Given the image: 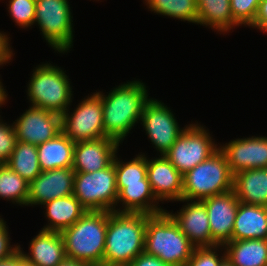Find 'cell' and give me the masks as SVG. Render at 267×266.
Returning <instances> with one entry per match:
<instances>
[{
  "label": "cell",
  "instance_id": "6da1fadb",
  "mask_svg": "<svg viewBox=\"0 0 267 266\" xmlns=\"http://www.w3.org/2000/svg\"><path fill=\"white\" fill-rule=\"evenodd\" d=\"M145 83L139 80L123 83L109 93L101 94L105 134L123 143L131 129L140 122L144 106L150 99Z\"/></svg>",
  "mask_w": 267,
  "mask_h": 266
},
{
  "label": "cell",
  "instance_id": "7a4b0ae2",
  "mask_svg": "<svg viewBox=\"0 0 267 266\" xmlns=\"http://www.w3.org/2000/svg\"><path fill=\"white\" fill-rule=\"evenodd\" d=\"M147 214L108 212L103 266H128L145 249Z\"/></svg>",
  "mask_w": 267,
  "mask_h": 266
},
{
  "label": "cell",
  "instance_id": "3957f363",
  "mask_svg": "<svg viewBox=\"0 0 267 266\" xmlns=\"http://www.w3.org/2000/svg\"><path fill=\"white\" fill-rule=\"evenodd\" d=\"M114 165L118 189L116 206L122 203V208L117 207L116 212L156 215L166 211L157 206L159 201L148 181L147 156L144 153L128 162L120 161L116 154Z\"/></svg>",
  "mask_w": 267,
  "mask_h": 266
},
{
  "label": "cell",
  "instance_id": "277c9868",
  "mask_svg": "<svg viewBox=\"0 0 267 266\" xmlns=\"http://www.w3.org/2000/svg\"><path fill=\"white\" fill-rule=\"evenodd\" d=\"M108 211H86L61 232L65 255L90 266H103Z\"/></svg>",
  "mask_w": 267,
  "mask_h": 266
},
{
  "label": "cell",
  "instance_id": "5b68a950",
  "mask_svg": "<svg viewBox=\"0 0 267 266\" xmlns=\"http://www.w3.org/2000/svg\"><path fill=\"white\" fill-rule=\"evenodd\" d=\"M195 246L165 211L147 214L144 252L172 266H185Z\"/></svg>",
  "mask_w": 267,
  "mask_h": 266
},
{
  "label": "cell",
  "instance_id": "8992f818",
  "mask_svg": "<svg viewBox=\"0 0 267 266\" xmlns=\"http://www.w3.org/2000/svg\"><path fill=\"white\" fill-rule=\"evenodd\" d=\"M27 86L31 106L62 115L70 108L73 92L65 71L51 63L38 65Z\"/></svg>",
  "mask_w": 267,
  "mask_h": 266
},
{
  "label": "cell",
  "instance_id": "52a82bcc",
  "mask_svg": "<svg viewBox=\"0 0 267 266\" xmlns=\"http://www.w3.org/2000/svg\"><path fill=\"white\" fill-rule=\"evenodd\" d=\"M231 190L233 174L220 149L183 175L182 198L185 200L201 201Z\"/></svg>",
  "mask_w": 267,
  "mask_h": 266
},
{
  "label": "cell",
  "instance_id": "ba28073f",
  "mask_svg": "<svg viewBox=\"0 0 267 266\" xmlns=\"http://www.w3.org/2000/svg\"><path fill=\"white\" fill-rule=\"evenodd\" d=\"M73 195L87 211H115L118 198L114 161L93 173L75 172Z\"/></svg>",
  "mask_w": 267,
  "mask_h": 266
},
{
  "label": "cell",
  "instance_id": "9c48e42d",
  "mask_svg": "<svg viewBox=\"0 0 267 266\" xmlns=\"http://www.w3.org/2000/svg\"><path fill=\"white\" fill-rule=\"evenodd\" d=\"M68 0H36L35 20L44 39L57 52L73 47V16Z\"/></svg>",
  "mask_w": 267,
  "mask_h": 266
},
{
  "label": "cell",
  "instance_id": "30bf717a",
  "mask_svg": "<svg viewBox=\"0 0 267 266\" xmlns=\"http://www.w3.org/2000/svg\"><path fill=\"white\" fill-rule=\"evenodd\" d=\"M208 131L199 123L189 124L164 154L182 175L205 161L219 149Z\"/></svg>",
  "mask_w": 267,
  "mask_h": 266
},
{
  "label": "cell",
  "instance_id": "8fae6325",
  "mask_svg": "<svg viewBox=\"0 0 267 266\" xmlns=\"http://www.w3.org/2000/svg\"><path fill=\"white\" fill-rule=\"evenodd\" d=\"M71 112L61 115L62 132L74 143L108 137L105 134L101 94L97 91L82 99Z\"/></svg>",
  "mask_w": 267,
  "mask_h": 266
},
{
  "label": "cell",
  "instance_id": "7c38bea8",
  "mask_svg": "<svg viewBox=\"0 0 267 266\" xmlns=\"http://www.w3.org/2000/svg\"><path fill=\"white\" fill-rule=\"evenodd\" d=\"M140 122L153 147L160 152V155H164L172 147L188 126L180 128L171 109L155 98H150L146 102Z\"/></svg>",
  "mask_w": 267,
  "mask_h": 266
},
{
  "label": "cell",
  "instance_id": "4fadbf2b",
  "mask_svg": "<svg viewBox=\"0 0 267 266\" xmlns=\"http://www.w3.org/2000/svg\"><path fill=\"white\" fill-rule=\"evenodd\" d=\"M17 141L42 144L62 132L61 115L30 106L13 122Z\"/></svg>",
  "mask_w": 267,
  "mask_h": 266
},
{
  "label": "cell",
  "instance_id": "5bb4252c",
  "mask_svg": "<svg viewBox=\"0 0 267 266\" xmlns=\"http://www.w3.org/2000/svg\"><path fill=\"white\" fill-rule=\"evenodd\" d=\"M219 149L226 156L233 175L243 170L267 168L266 136L237 138L220 144Z\"/></svg>",
  "mask_w": 267,
  "mask_h": 266
},
{
  "label": "cell",
  "instance_id": "9a60e30c",
  "mask_svg": "<svg viewBox=\"0 0 267 266\" xmlns=\"http://www.w3.org/2000/svg\"><path fill=\"white\" fill-rule=\"evenodd\" d=\"M206 207L211 229V247L232 241V232L239 200L234 191L201 200Z\"/></svg>",
  "mask_w": 267,
  "mask_h": 266
},
{
  "label": "cell",
  "instance_id": "2e32d148",
  "mask_svg": "<svg viewBox=\"0 0 267 266\" xmlns=\"http://www.w3.org/2000/svg\"><path fill=\"white\" fill-rule=\"evenodd\" d=\"M74 179L72 167L42 171L29 183L27 206L43 205L53 199L73 195Z\"/></svg>",
  "mask_w": 267,
  "mask_h": 266
},
{
  "label": "cell",
  "instance_id": "e0dca14e",
  "mask_svg": "<svg viewBox=\"0 0 267 266\" xmlns=\"http://www.w3.org/2000/svg\"><path fill=\"white\" fill-rule=\"evenodd\" d=\"M147 177L155 198L160 201H178L183 194V175L164 156L147 157Z\"/></svg>",
  "mask_w": 267,
  "mask_h": 266
},
{
  "label": "cell",
  "instance_id": "ac0fdd59",
  "mask_svg": "<svg viewBox=\"0 0 267 266\" xmlns=\"http://www.w3.org/2000/svg\"><path fill=\"white\" fill-rule=\"evenodd\" d=\"M119 142L104 137L75 143L73 165L75 172L93 173L109 167L117 154Z\"/></svg>",
  "mask_w": 267,
  "mask_h": 266
},
{
  "label": "cell",
  "instance_id": "d6986e66",
  "mask_svg": "<svg viewBox=\"0 0 267 266\" xmlns=\"http://www.w3.org/2000/svg\"><path fill=\"white\" fill-rule=\"evenodd\" d=\"M187 202L179 212H166L177 223L195 247H211V229L205 204L200 200L180 199Z\"/></svg>",
  "mask_w": 267,
  "mask_h": 266
},
{
  "label": "cell",
  "instance_id": "ffe728a7",
  "mask_svg": "<svg viewBox=\"0 0 267 266\" xmlns=\"http://www.w3.org/2000/svg\"><path fill=\"white\" fill-rule=\"evenodd\" d=\"M29 253L19 247L24 260L31 266H57L66 259L63 237L60 232L40 230L31 240Z\"/></svg>",
  "mask_w": 267,
  "mask_h": 266
},
{
  "label": "cell",
  "instance_id": "44dd1931",
  "mask_svg": "<svg viewBox=\"0 0 267 266\" xmlns=\"http://www.w3.org/2000/svg\"><path fill=\"white\" fill-rule=\"evenodd\" d=\"M267 239V207L239 202L232 240Z\"/></svg>",
  "mask_w": 267,
  "mask_h": 266
},
{
  "label": "cell",
  "instance_id": "7402d4cb",
  "mask_svg": "<svg viewBox=\"0 0 267 266\" xmlns=\"http://www.w3.org/2000/svg\"><path fill=\"white\" fill-rule=\"evenodd\" d=\"M233 191L243 204L267 207V168L237 172L233 175Z\"/></svg>",
  "mask_w": 267,
  "mask_h": 266
},
{
  "label": "cell",
  "instance_id": "603a6c76",
  "mask_svg": "<svg viewBox=\"0 0 267 266\" xmlns=\"http://www.w3.org/2000/svg\"><path fill=\"white\" fill-rule=\"evenodd\" d=\"M43 205L46 209L45 217L48 219V224L41 229L45 231L61 233L72 226L87 211L74 195L53 199Z\"/></svg>",
  "mask_w": 267,
  "mask_h": 266
},
{
  "label": "cell",
  "instance_id": "cb8c5ba5",
  "mask_svg": "<svg viewBox=\"0 0 267 266\" xmlns=\"http://www.w3.org/2000/svg\"><path fill=\"white\" fill-rule=\"evenodd\" d=\"M75 143L63 132L37 145L38 159L42 171L68 168L73 165Z\"/></svg>",
  "mask_w": 267,
  "mask_h": 266
},
{
  "label": "cell",
  "instance_id": "d4e9b609",
  "mask_svg": "<svg viewBox=\"0 0 267 266\" xmlns=\"http://www.w3.org/2000/svg\"><path fill=\"white\" fill-rule=\"evenodd\" d=\"M223 248L233 266H267V239L232 240Z\"/></svg>",
  "mask_w": 267,
  "mask_h": 266
},
{
  "label": "cell",
  "instance_id": "484cf974",
  "mask_svg": "<svg viewBox=\"0 0 267 266\" xmlns=\"http://www.w3.org/2000/svg\"><path fill=\"white\" fill-rule=\"evenodd\" d=\"M198 23L223 35L239 25L233 20L230 0H197Z\"/></svg>",
  "mask_w": 267,
  "mask_h": 266
},
{
  "label": "cell",
  "instance_id": "4316f807",
  "mask_svg": "<svg viewBox=\"0 0 267 266\" xmlns=\"http://www.w3.org/2000/svg\"><path fill=\"white\" fill-rule=\"evenodd\" d=\"M5 164L28 183L42 172L38 159L37 145L26 142H16V146Z\"/></svg>",
  "mask_w": 267,
  "mask_h": 266
},
{
  "label": "cell",
  "instance_id": "83f0119b",
  "mask_svg": "<svg viewBox=\"0 0 267 266\" xmlns=\"http://www.w3.org/2000/svg\"><path fill=\"white\" fill-rule=\"evenodd\" d=\"M150 11L157 15L198 23L197 0H144Z\"/></svg>",
  "mask_w": 267,
  "mask_h": 266
},
{
  "label": "cell",
  "instance_id": "f1b7e54d",
  "mask_svg": "<svg viewBox=\"0 0 267 266\" xmlns=\"http://www.w3.org/2000/svg\"><path fill=\"white\" fill-rule=\"evenodd\" d=\"M29 183L6 164L0 166V198L27 206Z\"/></svg>",
  "mask_w": 267,
  "mask_h": 266
},
{
  "label": "cell",
  "instance_id": "f546056e",
  "mask_svg": "<svg viewBox=\"0 0 267 266\" xmlns=\"http://www.w3.org/2000/svg\"><path fill=\"white\" fill-rule=\"evenodd\" d=\"M10 17L20 28L32 27L35 20L36 0H9Z\"/></svg>",
  "mask_w": 267,
  "mask_h": 266
},
{
  "label": "cell",
  "instance_id": "4dcf8cb0",
  "mask_svg": "<svg viewBox=\"0 0 267 266\" xmlns=\"http://www.w3.org/2000/svg\"><path fill=\"white\" fill-rule=\"evenodd\" d=\"M262 0H230L233 20L240 26H251Z\"/></svg>",
  "mask_w": 267,
  "mask_h": 266
},
{
  "label": "cell",
  "instance_id": "1f68e13d",
  "mask_svg": "<svg viewBox=\"0 0 267 266\" xmlns=\"http://www.w3.org/2000/svg\"><path fill=\"white\" fill-rule=\"evenodd\" d=\"M219 249L221 252H224L218 254L217 251H219ZM225 258L226 254L223 245L195 247L191 258L185 266H220Z\"/></svg>",
  "mask_w": 267,
  "mask_h": 266
},
{
  "label": "cell",
  "instance_id": "d6a6232c",
  "mask_svg": "<svg viewBox=\"0 0 267 266\" xmlns=\"http://www.w3.org/2000/svg\"><path fill=\"white\" fill-rule=\"evenodd\" d=\"M17 137L14 125L4 123L0 116V163L5 164L16 146Z\"/></svg>",
  "mask_w": 267,
  "mask_h": 266
},
{
  "label": "cell",
  "instance_id": "836d02e7",
  "mask_svg": "<svg viewBox=\"0 0 267 266\" xmlns=\"http://www.w3.org/2000/svg\"><path fill=\"white\" fill-rule=\"evenodd\" d=\"M6 221L3 218H0V260L6 259L13 254H15L20 245H11L10 243V235L8 231V227L6 226Z\"/></svg>",
  "mask_w": 267,
  "mask_h": 266
},
{
  "label": "cell",
  "instance_id": "e575fe53",
  "mask_svg": "<svg viewBox=\"0 0 267 266\" xmlns=\"http://www.w3.org/2000/svg\"><path fill=\"white\" fill-rule=\"evenodd\" d=\"M7 33H3L0 31V67L6 63L11 62L12 56H14L12 47L10 46V37L6 35Z\"/></svg>",
  "mask_w": 267,
  "mask_h": 266
},
{
  "label": "cell",
  "instance_id": "d590c367",
  "mask_svg": "<svg viewBox=\"0 0 267 266\" xmlns=\"http://www.w3.org/2000/svg\"><path fill=\"white\" fill-rule=\"evenodd\" d=\"M128 266H172L163 262L156 256H151L145 252L139 254Z\"/></svg>",
  "mask_w": 267,
  "mask_h": 266
},
{
  "label": "cell",
  "instance_id": "8d00e7d4",
  "mask_svg": "<svg viewBox=\"0 0 267 266\" xmlns=\"http://www.w3.org/2000/svg\"><path fill=\"white\" fill-rule=\"evenodd\" d=\"M250 27L267 33V0L260 2L256 18Z\"/></svg>",
  "mask_w": 267,
  "mask_h": 266
},
{
  "label": "cell",
  "instance_id": "74e56055",
  "mask_svg": "<svg viewBox=\"0 0 267 266\" xmlns=\"http://www.w3.org/2000/svg\"><path fill=\"white\" fill-rule=\"evenodd\" d=\"M0 266H19V250L12 256L0 260Z\"/></svg>",
  "mask_w": 267,
  "mask_h": 266
},
{
  "label": "cell",
  "instance_id": "f35d334b",
  "mask_svg": "<svg viewBox=\"0 0 267 266\" xmlns=\"http://www.w3.org/2000/svg\"><path fill=\"white\" fill-rule=\"evenodd\" d=\"M57 266H90L86 263L66 258L62 263Z\"/></svg>",
  "mask_w": 267,
  "mask_h": 266
},
{
  "label": "cell",
  "instance_id": "ab89813d",
  "mask_svg": "<svg viewBox=\"0 0 267 266\" xmlns=\"http://www.w3.org/2000/svg\"><path fill=\"white\" fill-rule=\"evenodd\" d=\"M19 266H31L30 264L25 262L24 257L20 250H19Z\"/></svg>",
  "mask_w": 267,
  "mask_h": 266
},
{
  "label": "cell",
  "instance_id": "60d3db41",
  "mask_svg": "<svg viewBox=\"0 0 267 266\" xmlns=\"http://www.w3.org/2000/svg\"><path fill=\"white\" fill-rule=\"evenodd\" d=\"M5 90L6 89H4V86L0 80V99H5L6 94H7Z\"/></svg>",
  "mask_w": 267,
  "mask_h": 266
},
{
  "label": "cell",
  "instance_id": "b9f144b4",
  "mask_svg": "<svg viewBox=\"0 0 267 266\" xmlns=\"http://www.w3.org/2000/svg\"><path fill=\"white\" fill-rule=\"evenodd\" d=\"M220 266H233V264L227 258H225Z\"/></svg>",
  "mask_w": 267,
  "mask_h": 266
},
{
  "label": "cell",
  "instance_id": "7bdbcfd3",
  "mask_svg": "<svg viewBox=\"0 0 267 266\" xmlns=\"http://www.w3.org/2000/svg\"><path fill=\"white\" fill-rule=\"evenodd\" d=\"M7 96H8V94H6L5 99H0V107H1L2 105H5V102L7 101Z\"/></svg>",
  "mask_w": 267,
  "mask_h": 266
}]
</instances>
